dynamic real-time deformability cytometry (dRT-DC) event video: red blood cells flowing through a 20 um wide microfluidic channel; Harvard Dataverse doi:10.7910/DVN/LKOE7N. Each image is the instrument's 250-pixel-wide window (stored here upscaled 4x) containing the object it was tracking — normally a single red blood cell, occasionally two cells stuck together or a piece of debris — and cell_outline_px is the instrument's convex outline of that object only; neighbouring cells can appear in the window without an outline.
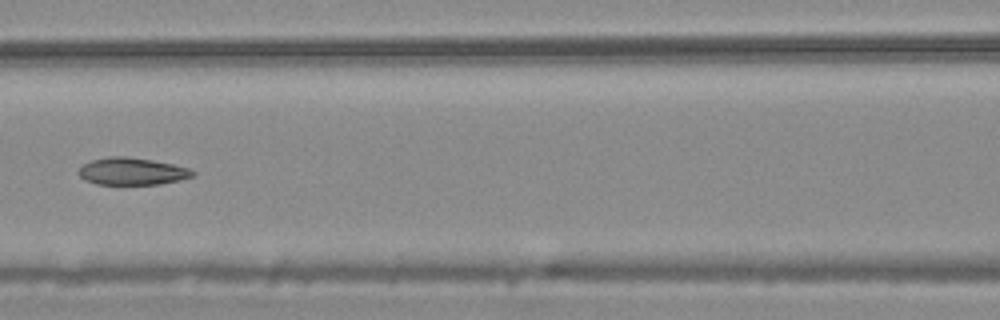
{"species": "common noctule bat (a hibernating species)", "species_latin": "Nyctalus noctula", "temperature_condition": "warm", "stored_images_in_passage": 7, "camera_frame_rate_fps": 3000, "um_per_image_px": 0.085, "animal": {"sex": "male", "body_mass_g": 20.4}, "frame": {"image": 1, "passage_image": 7, "time_ms": 2.0, "image_size_px": [1000, 320], "cell_outline_px": [[196, 172], [192, 176], [180, 180], [160, 184], [96, 184], [84, 180], [76, 172], [84, 164], [92, 160], [108, 156], [128, 156], [152, 160], [172, 164], [188, 168]], "centroid_in_image_um": [11.19, 14.56], "position_along_channel_um": 155.4, "area_um2": 18.09}}